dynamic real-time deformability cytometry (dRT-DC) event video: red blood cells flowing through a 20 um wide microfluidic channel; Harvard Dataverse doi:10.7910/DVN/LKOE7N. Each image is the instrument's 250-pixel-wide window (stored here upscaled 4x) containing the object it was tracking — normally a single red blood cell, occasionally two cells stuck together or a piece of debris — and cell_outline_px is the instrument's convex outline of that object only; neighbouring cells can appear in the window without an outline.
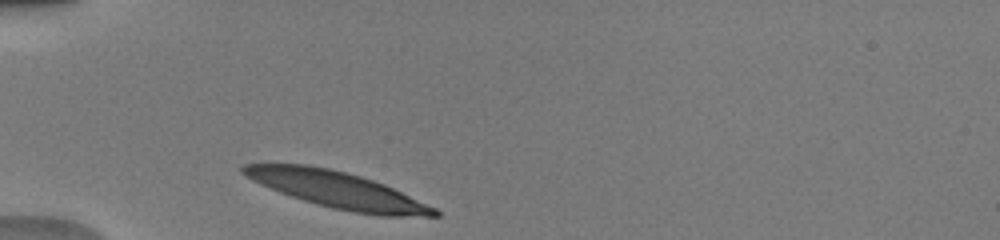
{"species": "human", "species_latin": "Homo sapiens", "temperature_condition": "warm", "stored_images_in_passage": 29, "camera_frame_rate_fps": 3000, "um_per_image_px": 0.085, "donor": {"sex": "male"}, "frame": {"image": 1, "passage_image": 1, "time_ms": 0.0, "image_size_px": [1000, 240], "cell_outline_px": [[440, 216], [380, 216], [352, 212], [332, 208], [304, 200], [280, 192], [260, 184], [252, 180], [240, 172], [240, 168], [244, 164], [308, 164], [328, 168], [360, 176], [384, 184], [436, 208], [440, 212]], "centroid_in_image_um": [28.67, 16.14], "position_along_channel_um": 56.3, "area_um2": 40.17}}
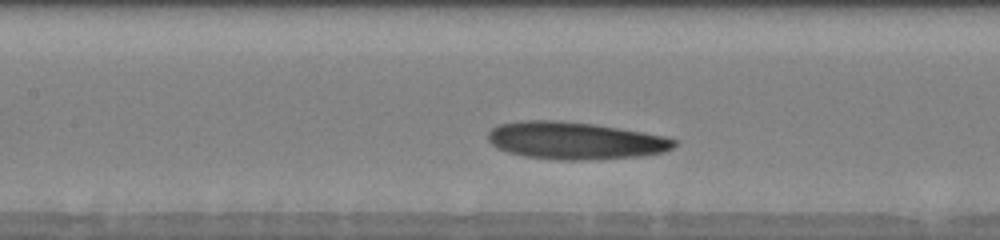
{"frame": {"image": 2, "passage_image": 10, "time_ms": 3.0, "image_size_px": [1000, 240], "cell_outline_px": [[680, 140], [672, 148], [664, 152], [644, 156], [584, 160], [560, 160], [524, 156], [508, 152], [496, 148], [488, 140], [488, 132], [492, 128], [500, 124], [520, 120], [560, 120], [596, 124], [644, 132], [664, 136]], "centroid_in_image_um": [48.9, 11.95], "position_along_channel_um": 158.5, "area_um2": 40.92}}
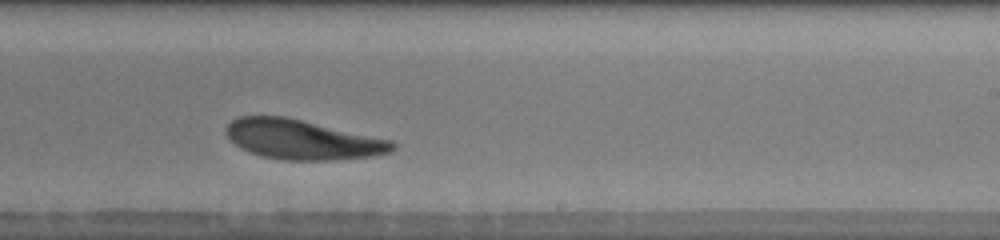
{"frame": {"image": 3, "passage_image": 18, "time_ms": 5.667, "image_size_px": [1000, 240], "cell_outline_px": [[396, 148], [392, 152], [372, 156], [332, 160], [280, 160], [260, 156], [240, 148], [228, 136], [224, 128], [236, 116], [284, 116], [392, 140], [396, 144]], "centroid_in_image_um": [25.7, 11.87], "position_along_channel_um": 263.3, "area_um2": 38.49}, "authors_computed_cell_mechanics": {"area_um2": 39.4196, "velocity_mm_per_s": 3.9395, "shape_relaxation_time_tau1_ms": 3.4856, "shape_relaxation_time_tau2_ms": 3.4259, "deformation_change_tau1": 0.1489, "deformation_change_tau2": 0.1132}}